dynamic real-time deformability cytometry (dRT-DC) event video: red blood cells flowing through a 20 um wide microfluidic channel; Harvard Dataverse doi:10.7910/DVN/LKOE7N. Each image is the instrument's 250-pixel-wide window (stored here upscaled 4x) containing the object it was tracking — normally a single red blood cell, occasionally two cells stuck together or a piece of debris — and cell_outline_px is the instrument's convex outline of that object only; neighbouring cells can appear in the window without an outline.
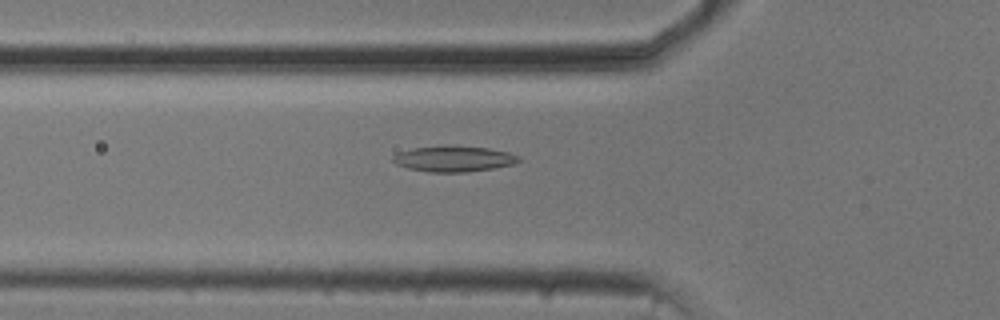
{"species": "common noctule bat (a hibernating species)", "species_latin": "Nyctalus noctula", "temperature_condition": "cold", "stored_images_in_passage": 34, "camera_frame_rate_fps": 3000, "um_per_image_px": 0.085, "animal": {"sex": "male", "body_mass_g": 20.5, "forearm_length_mm": 52.5}, "frame": {"image": 1, "passage_image": 7, "time_ms": 2.0, "image_size_px": [1000, 320], "cell_outline_px": [[520, 160], [512, 164], [492, 168], [468, 172], [428, 172], [408, 168], [396, 164], [392, 160], [392, 156], [400, 152], [416, 148], [488, 148], [508, 152], [520, 156]], "centroid_in_image_um": [38.58, 13.54], "position_along_channel_um": 87.2, "area_um2": 17.92}}
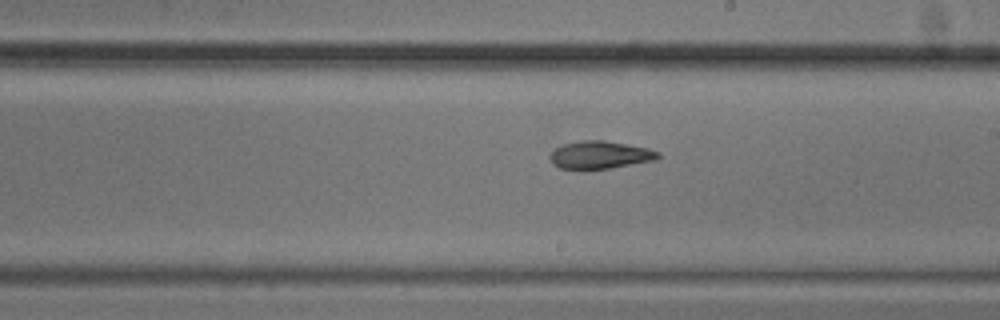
{"frame": {"image": 2, "passage_image": 19, "time_ms": 6.0, "image_size_px": [1000, 320], "cell_outline_px": [[660, 156], [656, 160], [612, 168], [560, 168], [552, 164], [548, 156], [556, 148], [564, 144], [580, 140], [604, 140], [648, 148], [660, 152]], "centroid_in_image_um": [51.02, 13.16], "position_along_channel_um": 238.0, "area_um2": 17.34}}
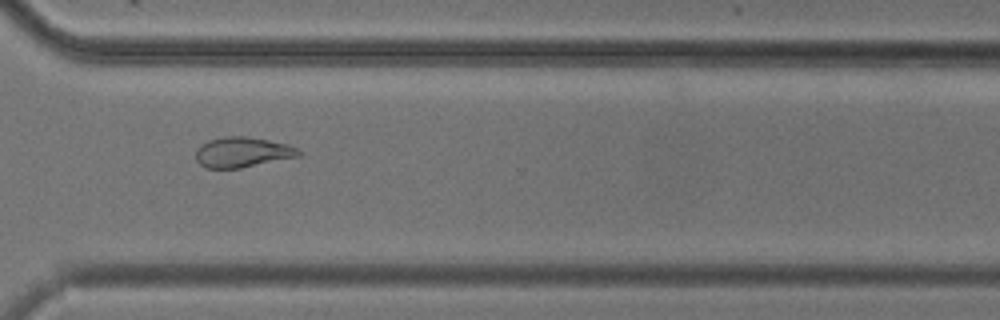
{"frame": {"image": 3, "passage_image": 28, "time_ms": 9.0, "image_size_px": [1000, 320], "cell_outline_px": [[300, 156], [240, 168], [204, 168], [196, 160], [196, 148], [200, 144], [208, 140], [224, 136], [248, 136], [288, 144], [300, 148]], "centroid_in_image_um": [20.59, 12.93], "position_along_channel_um": 350.0, "area_um2": 18.32}, "authors_computed_cell_mechanics": {"area_um2": 18.0914, "velocity_mm_per_s": 3.7475, "shape_relaxation_time_tau1_ms": null, "shape_relaxation_time_tau2_ms": 5.389, "deformation_change_tau1": null, "deformation_change_tau2": 0.1329}}